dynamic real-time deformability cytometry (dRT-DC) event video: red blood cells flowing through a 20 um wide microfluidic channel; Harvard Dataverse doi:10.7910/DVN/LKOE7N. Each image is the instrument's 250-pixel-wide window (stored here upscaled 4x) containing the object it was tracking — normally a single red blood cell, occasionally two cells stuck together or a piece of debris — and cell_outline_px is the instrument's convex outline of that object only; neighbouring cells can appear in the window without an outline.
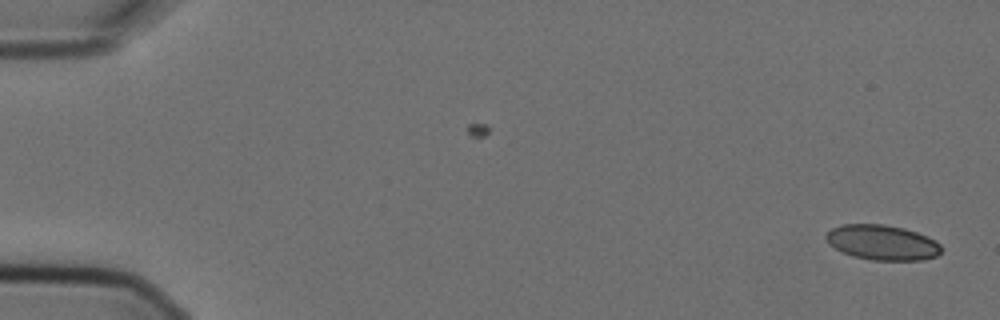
{"species": "Egyptian fruit bat (a non-hibernating species)", "species_latin": "Rousettus aegyptiacus", "temperature_condition": "cold", "stored_images_in_passage": 3, "camera_frame_rate_fps": 3000, "um_per_image_px": 0.085, "animal": {"sex": "female"}, "frame": {"image": 1, "passage_image": 3, "time_ms": 0.667, "image_size_px": [1000, 320], "cell_outline_px": [[944, 248], [936, 256], [924, 260], [872, 260], [852, 256], [840, 252], [828, 244], [824, 236], [832, 228], [844, 224], [884, 224], [904, 228], [928, 236], [936, 240]], "centroid_in_image_um": [74.99, 20.61], "position_along_channel_um": 10.0, "area_um2": 23.87}}